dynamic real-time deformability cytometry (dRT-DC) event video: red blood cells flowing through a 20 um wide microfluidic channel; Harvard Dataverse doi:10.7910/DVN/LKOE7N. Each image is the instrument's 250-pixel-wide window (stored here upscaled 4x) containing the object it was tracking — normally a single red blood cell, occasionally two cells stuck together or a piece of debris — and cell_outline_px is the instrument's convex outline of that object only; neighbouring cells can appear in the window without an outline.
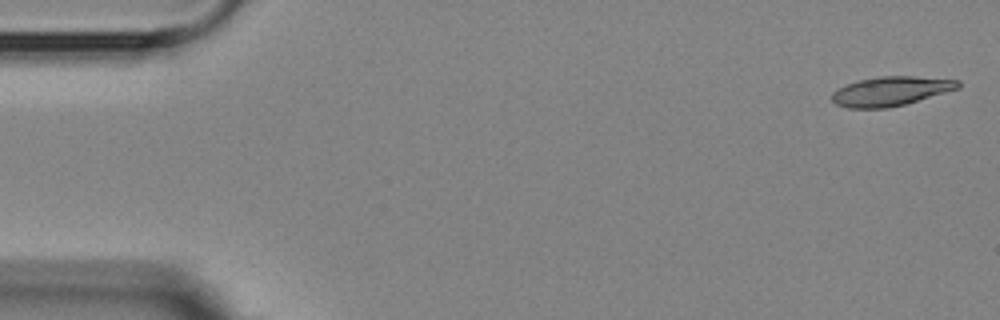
{"species": "Egyptian fruit bat (a non-hibernating species)", "species_latin": "Rousettus aegyptiacus", "temperature_condition": "room temperature", "stored_images_in_passage": 6, "camera_frame_rate_fps": 3000, "um_per_image_px": 0.085, "animal": {"sex": "female"}, "frame": {"image": 1, "passage_image": 1, "time_ms": 0.0, "image_size_px": [1000, 320], "cell_outline_px": [[960, 88], [904, 104], [888, 108], [848, 108], [836, 104], [832, 100], [832, 92], [836, 88], [860, 80], [880, 76], [916, 76], [960, 80]], "centroid_in_image_um": [75.71, 7.74], "position_along_channel_um": 9.3, "area_um2": 21.44}}